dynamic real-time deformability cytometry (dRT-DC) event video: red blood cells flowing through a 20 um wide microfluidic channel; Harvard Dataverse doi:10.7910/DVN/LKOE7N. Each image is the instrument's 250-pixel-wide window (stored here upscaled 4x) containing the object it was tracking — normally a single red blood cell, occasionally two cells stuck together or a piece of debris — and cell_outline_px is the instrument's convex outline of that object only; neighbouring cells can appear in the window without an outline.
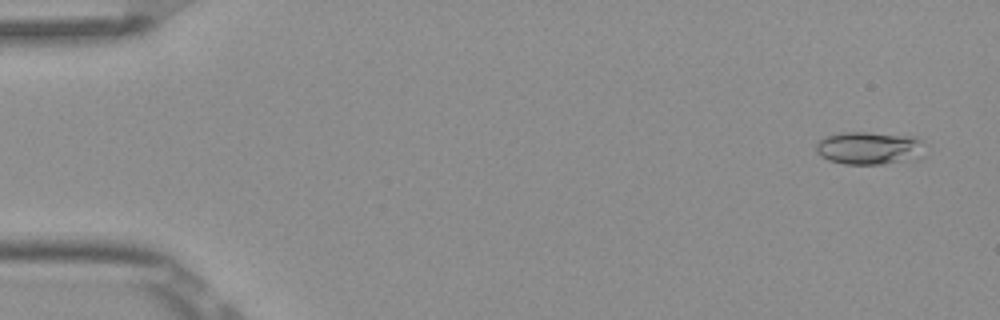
{"species": "Egyptian fruit bat (a non-hibernating species)", "species_latin": "Rousettus aegyptiacus", "temperature_condition": "room temperature", "stored_images_in_passage": 5, "camera_frame_rate_fps": 3000, "um_per_image_px": 0.085, "frame": {"image": 1, "passage_image": 1, "time_ms": 0.0, "image_size_px": [1000, 320], "cell_outline_px": [[928, 144], [924, 156], [916, 160], [884, 164], [844, 164], [828, 160], [820, 156], [816, 152], [816, 144], [820, 140], [828, 136], [840, 132], [868, 132], [916, 136], [924, 140]], "centroid_in_image_um": [74.02, 12.59], "position_along_channel_um": 11.0, "area_um2": 21.68}}
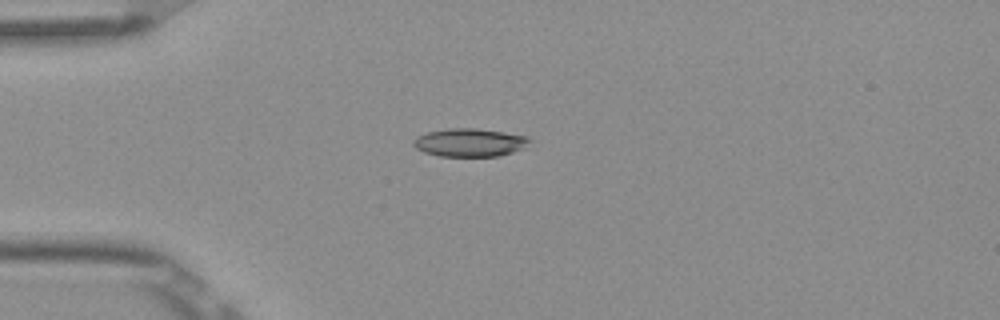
{"frame": {"image": 2, "passage_image": 4, "time_ms": 1.0, "image_size_px": [1000, 320], "cell_outline_px": [[532, 140], [524, 148], [500, 156], [440, 156], [424, 152], [416, 148], [412, 144], [412, 140], [416, 136], [428, 132], [448, 128], [476, 128], [528, 136]], "centroid_in_image_um": [39.92, 12.11], "position_along_channel_um": 45.1, "area_um2": 19.13}}